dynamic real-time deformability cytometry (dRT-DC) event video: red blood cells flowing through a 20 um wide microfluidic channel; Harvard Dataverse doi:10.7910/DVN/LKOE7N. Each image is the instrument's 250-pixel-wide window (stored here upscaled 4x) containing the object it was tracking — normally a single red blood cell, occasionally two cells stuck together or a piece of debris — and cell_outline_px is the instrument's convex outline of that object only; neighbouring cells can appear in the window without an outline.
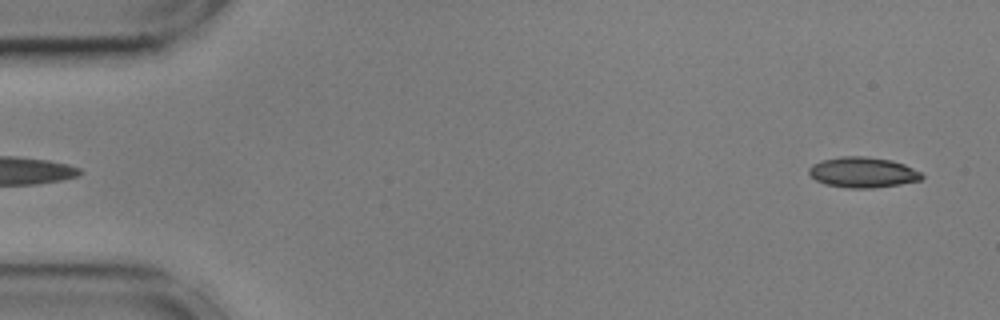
{"species": "common noctule bat (a hibernating species)", "species_latin": "Nyctalus noctula", "temperature_condition": "cold", "stored_images_in_passage": 54, "camera_frame_rate_fps": 3000, "um_per_image_px": 0.085, "animal": {"sex": "male", "body_mass_g": 17.9, "forearm_length_mm": 54.2}, "frame": {"image": 1, "passage_image": 2, "time_ms": 0.333, "image_size_px": [1000, 320], "cell_outline_px": [[924, 176], [920, 180], [900, 184], [872, 188], [848, 188], [824, 184], [816, 180], [808, 172], [808, 168], [812, 164], [820, 160], [840, 156], [864, 156], [892, 160], [904, 164], [920, 172]], "centroid_in_image_um": [73.3, 14.64], "position_along_channel_um": 11.7, "area_um2": 20.11}}
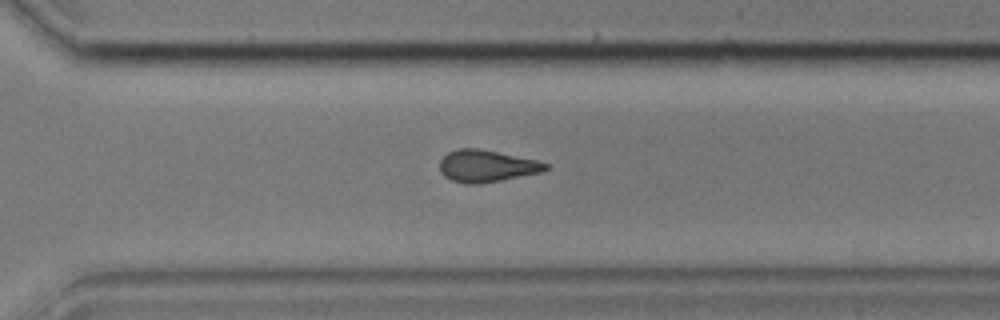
{"frame": {"image": 2, "passage_image": 38, "time_ms": 12.333, "image_size_px": [1000, 320], "cell_outline_px": [[548, 168], [540, 172], [480, 184], [464, 184], [452, 180], [444, 176], [440, 172], [440, 160], [448, 152], [456, 148], [480, 148], [536, 160], [548, 164]], "centroid_in_image_um": [41.31, 14.1], "position_along_channel_um": 329.3, "area_um2": 19.65}}
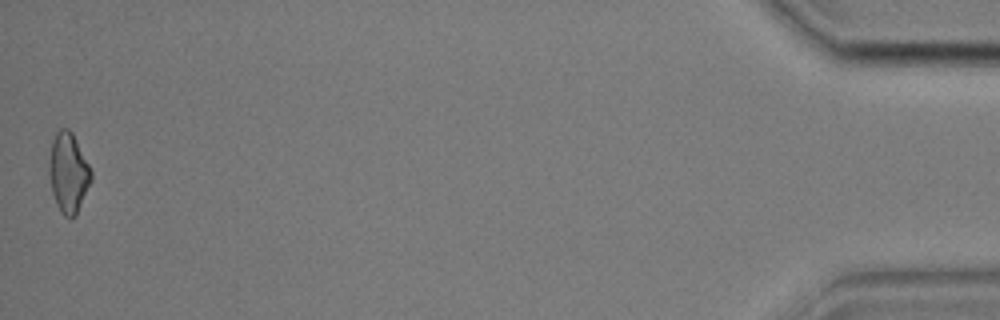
{"frame": {"image": 3, "passage_image": 54, "time_ms": 17.667, "image_size_px": [1000, 320], "cell_outline_px": [[92, 180], [76, 216], [64, 216], [60, 212], [56, 204], [52, 192], [48, 176], [48, 164], [52, 140], [56, 132], [60, 128], [68, 128], [72, 132], [92, 172]], "centroid_in_image_um": [5.79, 14.69], "position_along_channel_um": 429.4, "area_um2": 19.65}, "authors_computed_cell_mechanics": {"area_um2": 20.0566, "velocity_mm_per_s": 3.6157, "shape_relaxation_time_tau1_ms": null, "shape_relaxation_time_tau2_ms": 3.3992, "deformation_change_tau1": null, "deformation_change_tau2": 0.1055}}